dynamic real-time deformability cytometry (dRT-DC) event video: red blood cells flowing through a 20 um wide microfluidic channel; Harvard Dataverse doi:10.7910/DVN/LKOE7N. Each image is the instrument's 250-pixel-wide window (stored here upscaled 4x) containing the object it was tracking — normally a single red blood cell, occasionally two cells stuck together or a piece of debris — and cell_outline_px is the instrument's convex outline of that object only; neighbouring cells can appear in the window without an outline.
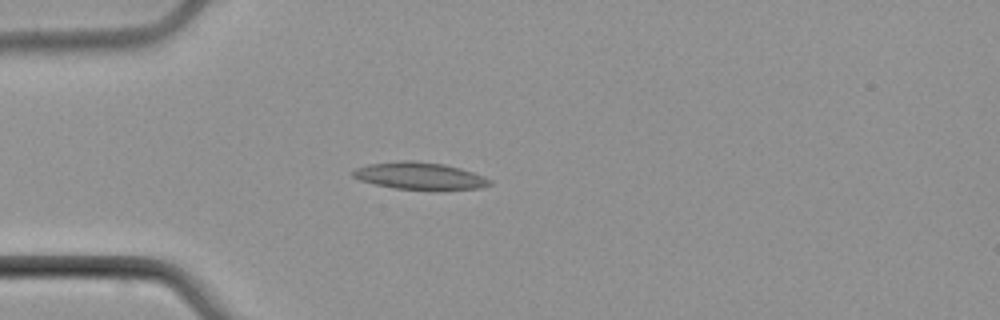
{"species": "common noctule bat (a hibernating species)", "species_latin": "Nyctalus noctula", "temperature_condition": "cold", "stored_images_in_passage": 4, "camera_frame_rate_fps": 3000, "um_per_image_px": 0.085, "animal": {"sex": "male", "body_mass_g": 21.5, "forearm_length_mm": 52.0}, "frame": {"image": 1, "passage_image": 4, "time_ms": 3.667, "image_size_px": [1000, 320], "cell_outline_px": [[492, 184], [480, 188], [436, 192], [396, 188], [376, 184], [360, 180], [352, 176], [352, 172], [356, 168], [368, 164], [400, 160], [412, 160], [444, 164], [460, 168], [484, 176], [492, 180]], "centroid_in_image_um": [35.73, 14.98], "position_along_channel_um": 49.3, "area_um2": 22.25}}